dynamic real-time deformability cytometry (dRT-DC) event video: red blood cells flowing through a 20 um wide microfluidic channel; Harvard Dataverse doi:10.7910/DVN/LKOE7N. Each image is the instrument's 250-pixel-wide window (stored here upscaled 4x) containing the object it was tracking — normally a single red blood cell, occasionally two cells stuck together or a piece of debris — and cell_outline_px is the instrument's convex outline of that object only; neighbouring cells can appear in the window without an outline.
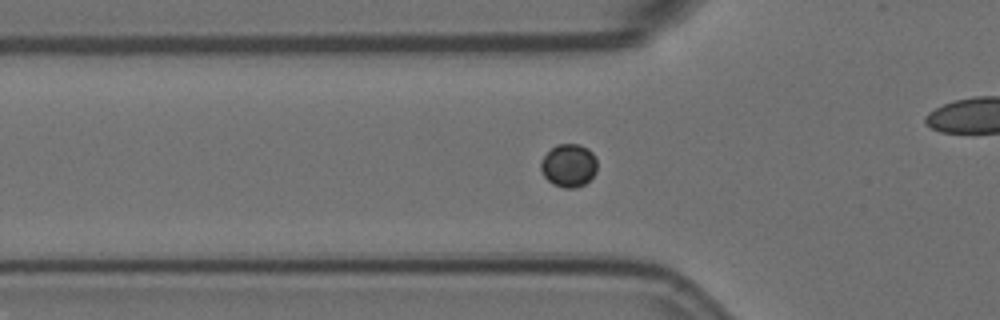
{"species": "Egyptian fruit bat (a non-hibernating species)", "species_latin": "Rousettus aegyptiacus", "temperature_condition": "room temperature", "stored_images_in_passage": 59, "segment_of_instrument_passage": [1, 2], "camera_frame_rate_fps": 3000, "um_per_image_px": 0.085, "animal": {"sex": "female"}, "frame": {"image": 1, "passage_image": 20, "time_ms": 6.333, "image_size_px": [1000, 320], "cell_outline_px": [[596, 172], [584, 184], [576, 188], [564, 188], [552, 184], [544, 176], [540, 168], [540, 160], [556, 144], [580, 144], [588, 148], [592, 152], [596, 160]], "centroid_in_image_um": [48.33, 14.06], "position_along_channel_um": 77.5, "area_um2": 14.16}}
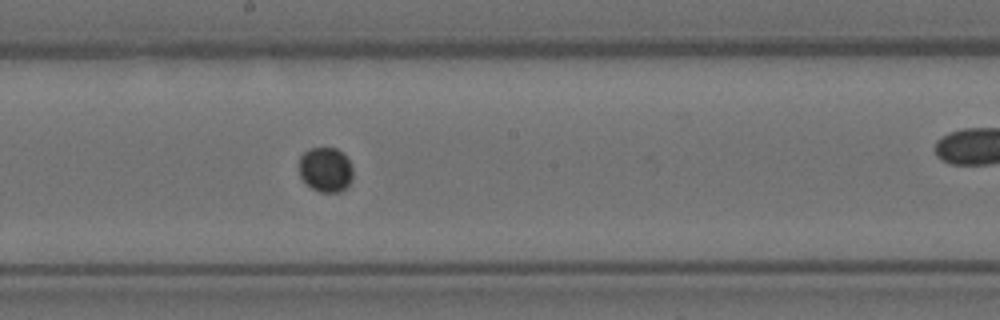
{"frame": {"image": 2, "passage_image": 32, "time_ms": 10.333, "image_size_px": [1000, 320], "cell_outline_px": [[352, 180], [348, 188], [340, 192], [320, 192], [312, 188], [300, 176], [300, 156], [304, 152], [312, 148], [336, 148], [348, 160], [352, 168]], "centroid_in_image_um": [27.7, 14.44], "position_along_channel_um": 220.5, "area_um2": 13.93}}
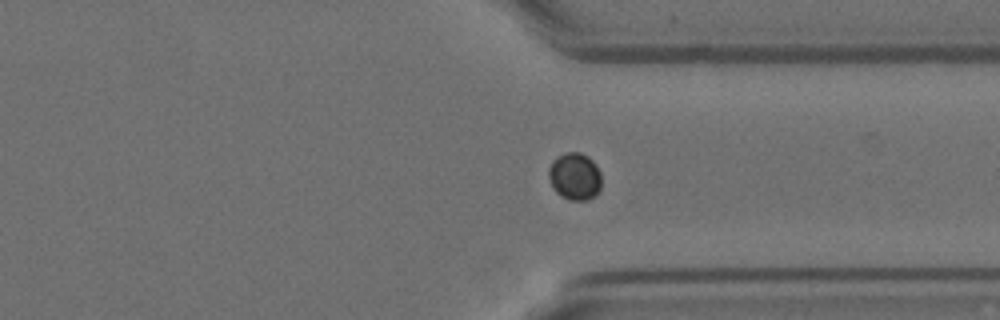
{"frame": {"image": 3, "passage_image": 44, "time_ms": 14.333, "image_size_px": [1000, 320], "cell_outline_px": [[600, 188], [596, 196], [588, 200], [568, 200], [560, 196], [552, 188], [548, 176], [548, 168], [552, 160], [556, 156], [564, 152], [580, 152], [588, 156], [596, 164], [600, 172]], "centroid_in_image_um": [48.83, 14.99], "position_along_channel_um": 362.6, "area_um2": 14.91}}